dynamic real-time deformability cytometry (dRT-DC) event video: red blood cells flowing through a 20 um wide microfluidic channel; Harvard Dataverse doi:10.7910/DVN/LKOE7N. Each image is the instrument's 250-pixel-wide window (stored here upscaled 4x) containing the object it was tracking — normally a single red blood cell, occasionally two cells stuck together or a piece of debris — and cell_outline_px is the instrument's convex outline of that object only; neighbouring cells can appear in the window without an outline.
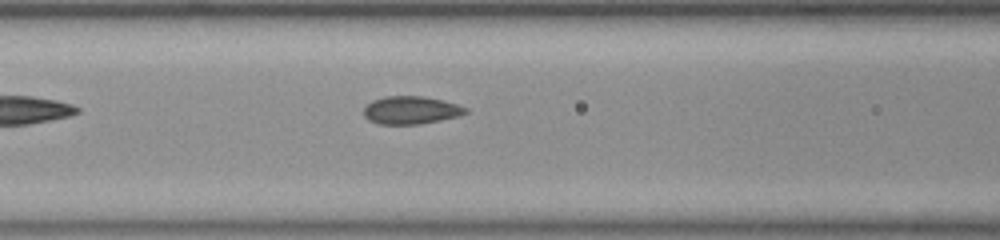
{"species": "common noctule bat (a hibernating species)", "species_latin": "Nyctalus noctula", "temperature_condition": "room temperature", "stored_images_in_passage": 16, "camera_frame_rate_fps": 3000, "um_per_image_px": 0.085, "animal": {"sex": "female", "body_mass_g": 23.0, "forearm_length_mm": 53.4}, "frame": {"image": 1, "passage_image": 5, "time_ms": 1.333, "image_size_px": [1000, 240], "cell_outline_px": [[468, 112], [460, 116], [420, 124], [380, 124], [368, 120], [364, 116], [364, 108], [372, 100], [384, 96], [424, 96], [456, 104], [468, 108]], "centroid_in_image_um": [34.92, 9.36], "position_along_channel_um": 131.7, "area_um2": 16.53}}
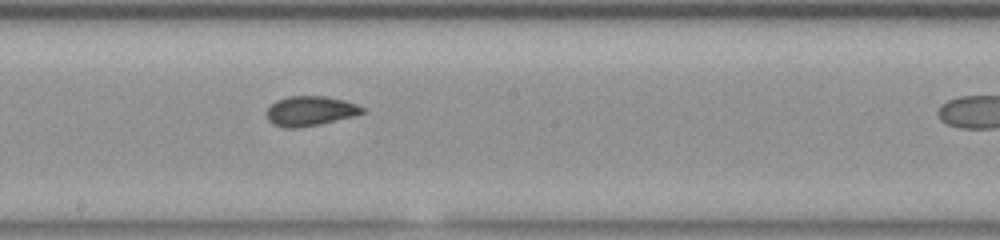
{"frame": {"image": 2, "passage_image": 12, "time_ms": 3.667, "image_size_px": [1000, 240], "cell_outline_px": [[364, 112], [356, 116], [320, 124], [296, 128], [284, 128], [272, 124], [268, 120], [268, 108], [276, 100], [288, 96], [324, 96], [344, 100], [356, 104], [364, 108]], "centroid_in_image_um": [26.38, 9.44], "position_along_channel_um": 221.8, "area_um2": 16.59}}